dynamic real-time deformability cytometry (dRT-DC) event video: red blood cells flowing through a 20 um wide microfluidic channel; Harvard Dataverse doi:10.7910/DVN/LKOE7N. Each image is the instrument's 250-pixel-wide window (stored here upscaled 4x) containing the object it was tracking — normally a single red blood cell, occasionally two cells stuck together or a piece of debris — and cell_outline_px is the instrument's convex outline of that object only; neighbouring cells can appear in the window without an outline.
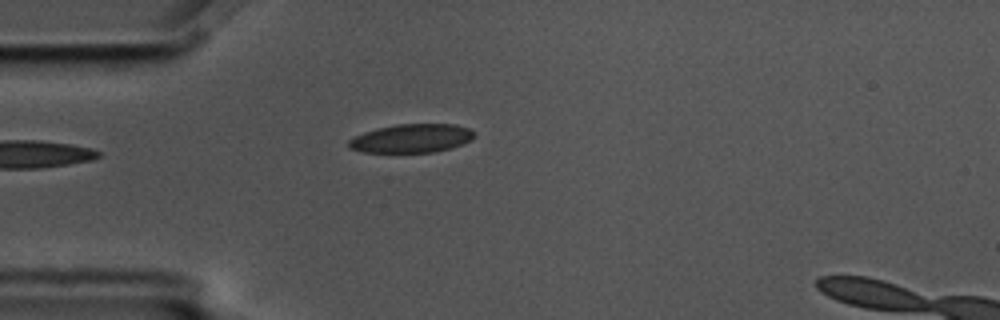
{"species": "common noctule bat (a hibernating species)", "species_latin": "Nyctalus noctula", "temperature_condition": "cold", "stored_images_in_passage": 2, "camera_frame_rate_fps": 3000, "um_per_image_px": 0.085, "animal": {"sex": "male", "body_mass_g": 17.5, "forearm_length_mm": 52.3}, "frame": {"image": 1, "passage_image": 1, "time_ms": 0.0, "image_size_px": [1000, 320], "cell_outline_px": [[476, 136], [472, 140], [452, 148], [432, 152], [364, 152], [348, 148], [348, 140], [364, 132], [396, 124], [456, 124], [468, 128]], "centroid_in_image_um": [35.0, 11.76], "position_along_channel_um": 50.0, "area_um2": 20.87}}